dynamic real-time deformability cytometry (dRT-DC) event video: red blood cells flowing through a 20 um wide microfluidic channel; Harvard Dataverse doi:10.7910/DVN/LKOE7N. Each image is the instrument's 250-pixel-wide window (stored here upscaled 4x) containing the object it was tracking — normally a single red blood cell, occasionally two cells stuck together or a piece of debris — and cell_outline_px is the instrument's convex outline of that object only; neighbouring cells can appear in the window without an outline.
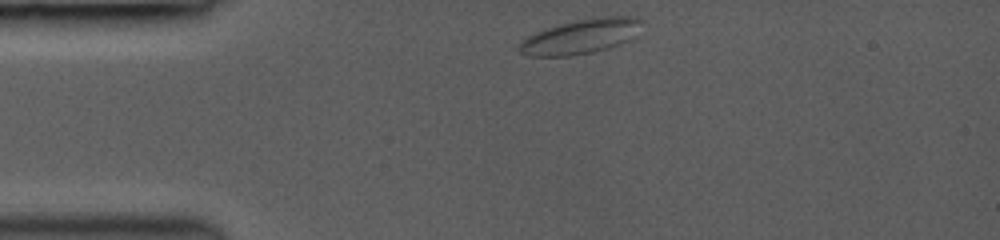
{"species": "common noctule bat (a hibernating species)", "species_latin": "Nyctalus noctula", "temperature_condition": "room temperature", "stored_images_in_passage": 55, "camera_frame_rate_fps": 3000, "um_per_image_px": 0.085, "animal": {"sex": "female", "body_mass_g": 19.0, "forearm_length_mm": 53.3}, "frame": {"image": 1, "passage_image": 1, "time_ms": 0.0, "image_size_px": [1000, 240], "cell_outline_px": [[644, 20], [632, 36], [628, 40], [620, 44], [608, 48], [592, 52], [572, 56], [528, 56], [520, 52], [516, 48], [516, 44], [520, 40], [536, 32], [560, 24], [576, 20], [600, 16], [636, 16]], "centroid_in_image_um": [49.32, 3.1], "position_along_channel_um": 35.7, "area_um2": 24.8}}
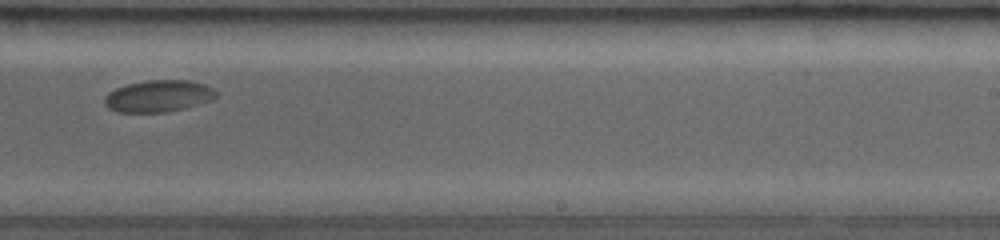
{"frame": {"image": 2, "passage_image": 36, "time_ms": 7.0, "image_size_px": [1000, 240], "cell_outline_px": [[220, 96], [212, 100], [184, 108], [168, 112], [116, 112], [108, 108], [104, 104], [104, 96], [108, 92], [116, 88], [128, 84], [144, 80], [188, 80], [204, 84], [212, 88]], "centroid_in_image_um": [13.46, 8.17], "position_along_channel_um": 275.5, "area_um2": 20.87}}
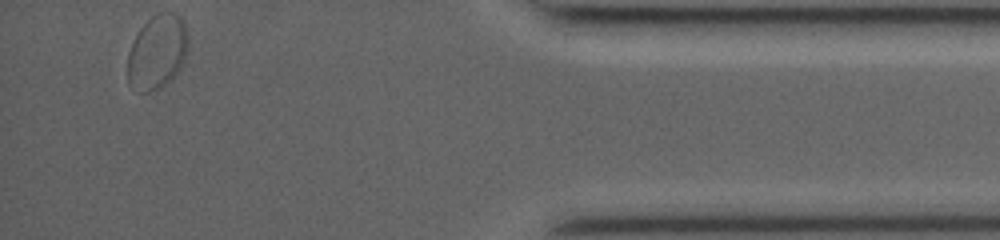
{"frame": {"image": 3, "passage_image": 54, "time_ms": 11.667, "image_size_px": [1000, 240], "cell_outline_px": [[188, 48], [184, 60], [180, 68], [164, 84], [148, 92], [140, 92], [128, 84], [128, 52], [132, 40], [136, 32], [156, 12], [176, 12], [184, 16], [188, 32]], "centroid_in_image_um": [13.38, 4.34], "position_along_channel_um": 421.8, "area_um2": 26.53}, "authors_computed_cell_mechanics": {"area_um2": 21.1548, "velocity_mm_per_s": 3.9777, "shape_relaxation_time_tau1_ms": 1.8557, "shape_relaxation_time_tau2_ms": null, "deformation_change_tau1": 0.0515, "deformation_change_tau2": null}}